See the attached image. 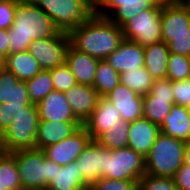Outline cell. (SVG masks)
Instances as JSON below:
<instances>
[{
	"instance_id": "cell-14",
	"label": "cell",
	"mask_w": 190,
	"mask_h": 190,
	"mask_svg": "<svg viewBox=\"0 0 190 190\" xmlns=\"http://www.w3.org/2000/svg\"><path fill=\"white\" fill-rule=\"evenodd\" d=\"M82 125L80 121L39 120L35 149L42 150L70 137Z\"/></svg>"
},
{
	"instance_id": "cell-1",
	"label": "cell",
	"mask_w": 190,
	"mask_h": 190,
	"mask_svg": "<svg viewBox=\"0 0 190 190\" xmlns=\"http://www.w3.org/2000/svg\"><path fill=\"white\" fill-rule=\"evenodd\" d=\"M70 45L97 60L106 59L124 40L122 27L109 18L93 15L69 34Z\"/></svg>"
},
{
	"instance_id": "cell-6",
	"label": "cell",
	"mask_w": 190,
	"mask_h": 190,
	"mask_svg": "<svg viewBox=\"0 0 190 190\" xmlns=\"http://www.w3.org/2000/svg\"><path fill=\"white\" fill-rule=\"evenodd\" d=\"M38 123L37 106L31 104L0 135V151L12 153L19 150L34 149Z\"/></svg>"
},
{
	"instance_id": "cell-33",
	"label": "cell",
	"mask_w": 190,
	"mask_h": 190,
	"mask_svg": "<svg viewBox=\"0 0 190 190\" xmlns=\"http://www.w3.org/2000/svg\"><path fill=\"white\" fill-rule=\"evenodd\" d=\"M190 78V57L170 53L167 79L181 81Z\"/></svg>"
},
{
	"instance_id": "cell-49",
	"label": "cell",
	"mask_w": 190,
	"mask_h": 190,
	"mask_svg": "<svg viewBox=\"0 0 190 190\" xmlns=\"http://www.w3.org/2000/svg\"><path fill=\"white\" fill-rule=\"evenodd\" d=\"M77 190H91L90 188H82V189H77Z\"/></svg>"
},
{
	"instance_id": "cell-2",
	"label": "cell",
	"mask_w": 190,
	"mask_h": 190,
	"mask_svg": "<svg viewBox=\"0 0 190 190\" xmlns=\"http://www.w3.org/2000/svg\"><path fill=\"white\" fill-rule=\"evenodd\" d=\"M57 32L52 19L32 0H19L8 29L9 54L27 51L32 41L50 38Z\"/></svg>"
},
{
	"instance_id": "cell-24",
	"label": "cell",
	"mask_w": 190,
	"mask_h": 190,
	"mask_svg": "<svg viewBox=\"0 0 190 190\" xmlns=\"http://www.w3.org/2000/svg\"><path fill=\"white\" fill-rule=\"evenodd\" d=\"M170 51L163 41L144 47V67L154 80L167 79Z\"/></svg>"
},
{
	"instance_id": "cell-50",
	"label": "cell",
	"mask_w": 190,
	"mask_h": 190,
	"mask_svg": "<svg viewBox=\"0 0 190 190\" xmlns=\"http://www.w3.org/2000/svg\"><path fill=\"white\" fill-rule=\"evenodd\" d=\"M134 190H141L139 186H137Z\"/></svg>"
},
{
	"instance_id": "cell-38",
	"label": "cell",
	"mask_w": 190,
	"mask_h": 190,
	"mask_svg": "<svg viewBox=\"0 0 190 190\" xmlns=\"http://www.w3.org/2000/svg\"><path fill=\"white\" fill-rule=\"evenodd\" d=\"M139 181L117 180L100 178L91 186V190H134L138 186Z\"/></svg>"
},
{
	"instance_id": "cell-46",
	"label": "cell",
	"mask_w": 190,
	"mask_h": 190,
	"mask_svg": "<svg viewBox=\"0 0 190 190\" xmlns=\"http://www.w3.org/2000/svg\"><path fill=\"white\" fill-rule=\"evenodd\" d=\"M162 2H183L184 0H159Z\"/></svg>"
},
{
	"instance_id": "cell-36",
	"label": "cell",
	"mask_w": 190,
	"mask_h": 190,
	"mask_svg": "<svg viewBox=\"0 0 190 190\" xmlns=\"http://www.w3.org/2000/svg\"><path fill=\"white\" fill-rule=\"evenodd\" d=\"M28 106L15 103L0 104V135Z\"/></svg>"
},
{
	"instance_id": "cell-17",
	"label": "cell",
	"mask_w": 190,
	"mask_h": 190,
	"mask_svg": "<svg viewBox=\"0 0 190 190\" xmlns=\"http://www.w3.org/2000/svg\"><path fill=\"white\" fill-rule=\"evenodd\" d=\"M159 133V125L141 117L129 123L128 147L146 157Z\"/></svg>"
},
{
	"instance_id": "cell-23",
	"label": "cell",
	"mask_w": 190,
	"mask_h": 190,
	"mask_svg": "<svg viewBox=\"0 0 190 190\" xmlns=\"http://www.w3.org/2000/svg\"><path fill=\"white\" fill-rule=\"evenodd\" d=\"M31 105L27 85L5 67H0V104Z\"/></svg>"
},
{
	"instance_id": "cell-39",
	"label": "cell",
	"mask_w": 190,
	"mask_h": 190,
	"mask_svg": "<svg viewBox=\"0 0 190 190\" xmlns=\"http://www.w3.org/2000/svg\"><path fill=\"white\" fill-rule=\"evenodd\" d=\"M175 105L188 107L190 104V78L172 82Z\"/></svg>"
},
{
	"instance_id": "cell-34",
	"label": "cell",
	"mask_w": 190,
	"mask_h": 190,
	"mask_svg": "<svg viewBox=\"0 0 190 190\" xmlns=\"http://www.w3.org/2000/svg\"><path fill=\"white\" fill-rule=\"evenodd\" d=\"M50 76L53 82L54 90L56 91L65 93L70 88L77 85L74 75L65 64L50 69Z\"/></svg>"
},
{
	"instance_id": "cell-20",
	"label": "cell",
	"mask_w": 190,
	"mask_h": 190,
	"mask_svg": "<svg viewBox=\"0 0 190 190\" xmlns=\"http://www.w3.org/2000/svg\"><path fill=\"white\" fill-rule=\"evenodd\" d=\"M98 61L88 54L74 49L71 45L67 48L65 65L71 70L77 84L93 87Z\"/></svg>"
},
{
	"instance_id": "cell-21",
	"label": "cell",
	"mask_w": 190,
	"mask_h": 190,
	"mask_svg": "<svg viewBox=\"0 0 190 190\" xmlns=\"http://www.w3.org/2000/svg\"><path fill=\"white\" fill-rule=\"evenodd\" d=\"M39 120L79 121L72 113L65 93L53 90L37 105Z\"/></svg>"
},
{
	"instance_id": "cell-29",
	"label": "cell",
	"mask_w": 190,
	"mask_h": 190,
	"mask_svg": "<svg viewBox=\"0 0 190 190\" xmlns=\"http://www.w3.org/2000/svg\"><path fill=\"white\" fill-rule=\"evenodd\" d=\"M129 122L120 120L117 125L104 131L95 141L102 147L115 150L128 147Z\"/></svg>"
},
{
	"instance_id": "cell-43",
	"label": "cell",
	"mask_w": 190,
	"mask_h": 190,
	"mask_svg": "<svg viewBox=\"0 0 190 190\" xmlns=\"http://www.w3.org/2000/svg\"><path fill=\"white\" fill-rule=\"evenodd\" d=\"M8 30L0 29V55L5 58L9 54Z\"/></svg>"
},
{
	"instance_id": "cell-8",
	"label": "cell",
	"mask_w": 190,
	"mask_h": 190,
	"mask_svg": "<svg viewBox=\"0 0 190 190\" xmlns=\"http://www.w3.org/2000/svg\"><path fill=\"white\" fill-rule=\"evenodd\" d=\"M162 1L145 9L122 26L124 39L145 47L162 41L161 26Z\"/></svg>"
},
{
	"instance_id": "cell-28",
	"label": "cell",
	"mask_w": 190,
	"mask_h": 190,
	"mask_svg": "<svg viewBox=\"0 0 190 190\" xmlns=\"http://www.w3.org/2000/svg\"><path fill=\"white\" fill-rule=\"evenodd\" d=\"M120 83V74L105 60H99L93 88L100 97L107 96Z\"/></svg>"
},
{
	"instance_id": "cell-13",
	"label": "cell",
	"mask_w": 190,
	"mask_h": 190,
	"mask_svg": "<svg viewBox=\"0 0 190 190\" xmlns=\"http://www.w3.org/2000/svg\"><path fill=\"white\" fill-rule=\"evenodd\" d=\"M122 120L120 112L105 97H100L91 116L83 123L91 139L95 141L104 131Z\"/></svg>"
},
{
	"instance_id": "cell-45",
	"label": "cell",
	"mask_w": 190,
	"mask_h": 190,
	"mask_svg": "<svg viewBox=\"0 0 190 190\" xmlns=\"http://www.w3.org/2000/svg\"><path fill=\"white\" fill-rule=\"evenodd\" d=\"M90 5L95 7L100 0H86Z\"/></svg>"
},
{
	"instance_id": "cell-35",
	"label": "cell",
	"mask_w": 190,
	"mask_h": 190,
	"mask_svg": "<svg viewBox=\"0 0 190 190\" xmlns=\"http://www.w3.org/2000/svg\"><path fill=\"white\" fill-rule=\"evenodd\" d=\"M170 53L190 57V33L162 34Z\"/></svg>"
},
{
	"instance_id": "cell-30",
	"label": "cell",
	"mask_w": 190,
	"mask_h": 190,
	"mask_svg": "<svg viewBox=\"0 0 190 190\" xmlns=\"http://www.w3.org/2000/svg\"><path fill=\"white\" fill-rule=\"evenodd\" d=\"M154 81L144 66L120 73V83L141 96L149 93Z\"/></svg>"
},
{
	"instance_id": "cell-27",
	"label": "cell",
	"mask_w": 190,
	"mask_h": 190,
	"mask_svg": "<svg viewBox=\"0 0 190 190\" xmlns=\"http://www.w3.org/2000/svg\"><path fill=\"white\" fill-rule=\"evenodd\" d=\"M0 190H22L14 156L2 151H0Z\"/></svg>"
},
{
	"instance_id": "cell-10",
	"label": "cell",
	"mask_w": 190,
	"mask_h": 190,
	"mask_svg": "<svg viewBox=\"0 0 190 190\" xmlns=\"http://www.w3.org/2000/svg\"><path fill=\"white\" fill-rule=\"evenodd\" d=\"M91 141L90 134L82 125L70 137L54 145L47 146L42 151L47 159L60 166H65L68 163L76 161Z\"/></svg>"
},
{
	"instance_id": "cell-15",
	"label": "cell",
	"mask_w": 190,
	"mask_h": 190,
	"mask_svg": "<svg viewBox=\"0 0 190 190\" xmlns=\"http://www.w3.org/2000/svg\"><path fill=\"white\" fill-rule=\"evenodd\" d=\"M65 96L72 113L82 124L91 116L100 98L92 86L82 84L70 88Z\"/></svg>"
},
{
	"instance_id": "cell-11",
	"label": "cell",
	"mask_w": 190,
	"mask_h": 190,
	"mask_svg": "<svg viewBox=\"0 0 190 190\" xmlns=\"http://www.w3.org/2000/svg\"><path fill=\"white\" fill-rule=\"evenodd\" d=\"M159 0H100L94 7V14L109 18L122 27L139 12L152 8Z\"/></svg>"
},
{
	"instance_id": "cell-26",
	"label": "cell",
	"mask_w": 190,
	"mask_h": 190,
	"mask_svg": "<svg viewBox=\"0 0 190 190\" xmlns=\"http://www.w3.org/2000/svg\"><path fill=\"white\" fill-rule=\"evenodd\" d=\"M3 67L12 72L19 79V81L23 82L32 79L42 70L38 61L30 54L28 50L8 54L4 58Z\"/></svg>"
},
{
	"instance_id": "cell-18",
	"label": "cell",
	"mask_w": 190,
	"mask_h": 190,
	"mask_svg": "<svg viewBox=\"0 0 190 190\" xmlns=\"http://www.w3.org/2000/svg\"><path fill=\"white\" fill-rule=\"evenodd\" d=\"M162 34L190 33V9L184 2H162Z\"/></svg>"
},
{
	"instance_id": "cell-12",
	"label": "cell",
	"mask_w": 190,
	"mask_h": 190,
	"mask_svg": "<svg viewBox=\"0 0 190 190\" xmlns=\"http://www.w3.org/2000/svg\"><path fill=\"white\" fill-rule=\"evenodd\" d=\"M105 98L117 108L125 122L143 117V96L124 84L119 83Z\"/></svg>"
},
{
	"instance_id": "cell-3",
	"label": "cell",
	"mask_w": 190,
	"mask_h": 190,
	"mask_svg": "<svg viewBox=\"0 0 190 190\" xmlns=\"http://www.w3.org/2000/svg\"><path fill=\"white\" fill-rule=\"evenodd\" d=\"M185 142L159 133L145 157V174L173 178L184 164Z\"/></svg>"
},
{
	"instance_id": "cell-16",
	"label": "cell",
	"mask_w": 190,
	"mask_h": 190,
	"mask_svg": "<svg viewBox=\"0 0 190 190\" xmlns=\"http://www.w3.org/2000/svg\"><path fill=\"white\" fill-rule=\"evenodd\" d=\"M105 60L119 74L137 69L144 66V47L124 39Z\"/></svg>"
},
{
	"instance_id": "cell-37",
	"label": "cell",
	"mask_w": 190,
	"mask_h": 190,
	"mask_svg": "<svg viewBox=\"0 0 190 190\" xmlns=\"http://www.w3.org/2000/svg\"><path fill=\"white\" fill-rule=\"evenodd\" d=\"M138 186L141 190H178L173 178L155 177L145 174Z\"/></svg>"
},
{
	"instance_id": "cell-47",
	"label": "cell",
	"mask_w": 190,
	"mask_h": 190,
	"mask_svg": "<svg viewBox=\"0 0 190 190\" xmlns=\"http://www.w3.org/2000/svg\"><path fill=\"white\" fill-rule=\"evenodd\" d=\"M4 65V58L0 55V67Z\"/></svg>"
},
{
	"instance_id": "cell-31",
	"label": "cell",
	"mask_w": 190,
	"mask_h": 190,
	"mask_svg": "<svg viewBox=\"0 0 190 190\" xmlns=\"http://www.w3.org/2000/svg\"><path fill=\"white\" fill-rule=\"evenodd\" d=\"M28 97L32 104L37 105L45 96L54 90L50 70H41L32 79L25 81Z\"/></svg>"
},
{
	"instance_id": "cell-48",
	"label": "cell",
	"mask_w": 190,
	"mask_h": 190,
	"mask_svg": "<svg viewBox=\"0 0 190 190\" xmlns=\"http://www.w3.org/2000/svg\"><path fill=\"white\" fill-rule=\"evenodd\" d=\"M187 6H188V8L190 9V0H184L183 1Z\"/></svg>"
},
{
	"instance_id": "cell-32",
	"label": "cell",
	"mask_w": 190,
	"mask_h": 190,
	"mask_svg": "<svg viewBox=\"0 0 190 190\" xmlns=\"http://www.w3.org/2000/svg\"><path fill=\"white\" fill-rule=\"evenodd\" d=\"M173 105L175 102H169V99L154 98L148 93L143 96V117L160 125Z\"/></svg>"
},
{
	"instance_id": "cell-19",
	"label": "cell",
	"mask_w": 190,
	"mask_h": 190,
	"mask_svg": "<svg viewBox=\"0 0 190 190\" xmlns=\"http://www.w3.org/2000/svg\"><path fill=\"white\" fill-rule=\"evenodd\" d=\"M83 179L91 186L104 178V147L91 141L75 161Z\"/></svg>"
},
{
	"instance_id": "cell-40",
	"label": "cell",
	"mask_w": 190,
	"mask_h": 190,
	"mask_svg": "<svg viewBox=\"0 0 190 190\" xmlns=\"http://www.w3.org/2000/svg\"><path fill=\"white\" fill-rule=\"evenodd\" d=\"M18 1L0 0V29L8 30L12 26Z\"/></svg>"
},
{
	"instance_id": "cell-9",
	"label": "cell",
	"mask_w": 190,
	"mask_h": 190,
	"mask_svg": "<svg viewBox=\"0 0 190 190\" xmlns=\"http://www.w3.org/2000/svg\"><path fill=\"white\" fill-rule=\"evenodd\" d=\"M69 45V35L58 31L50 38L32 41L28 51L38 61L42 70H50L65 64Z\"/></svg>"
},
{
	"instance_id": "cell-4",
	"label": "cell",
	"mask_w": 190,
	"mask_h": 190,
	"mask_svg": "<svg viewBox=\"0 0 190 190\" xmlns=\"http://www.w3.org/2000/svg\"><path fill=\"white\" fill-rule=\"evenodd\" d=\"M21 179L22 190H46L56 173V163L47 159L39 149H26L11 153Z\"/></svg>"
},
{
	"instance_id": "cell-42",
	"label": "cell",
	"mask_w": 190,
	"mask_h": 190,
	"mask_svg": "<svg viewBox=\"0 0 190 190\" xmlns=\"http://www.w3.org/2000/svg\"><path fill=\"white\" fill-rule=\"evenodd\" d=\"M178 190H190V166L183 164L173 176Z\"/></svg>"
},
{
	"instance_id": "cell-22",
	"label": "cell",
	"mask_w": 190,
	"mask_h": 190,
	"mask_svg": "<svg viewBox=\"0 0 190 190\" xmlns=\"http://www.w3.org/2000/svg\"><path fill=\"white\" fill-rule=\"evenodd\" d=\"M160 132L187 142L190 140V111L187 107L173 105L163 122L159 125Z\"/></svg>"
},
{
	"instance_id": "cell-25",
	"label": "cell",
	"mask_w": 190,
	"mask_h": 190,
	"mask_svg": "<svg viewBox=\"0 0 190 190\" xmlns=\"http://www.w3.org/2000/svg\"><path fill=\"white\" fill-rule=\"evenodd\" d=\"M82 188H90V185L83 179L75 161L65 166L56 163V173L46 190H77Z\"/></svg>"
},
{
	"instance_id": "cell-7",
	"label": "cell",
	"mask_w": 190,
	"mask_h": 190,
	"mask_svg": "<svg viewBox=\"0 0 190 190\" xmlns=\"http://www.w3.org/2000/svg\"><path fill=\"white\" fill-rule=\"evenodd\" d=\"M145 175V157L132 148L104 147V178L140 181Z\"/></svg>"
},
{
	"instance_id": "cell-5",
	"label": "cell",
	"mask_w": 190,
	"mask_h": 190,
	"mask_svg": "<svg viewBox=\"0 0 190 190\" xmlns=\"http://www.w3.org/2000/svg\"><path fill=\"white\" fill-rule=\"evenodd\" d=\"M32 1L52 19L59 32L67 34L84 25L94 15V7L86 0Z\"/></svg>"
},
{
	"instance_id": "cell-41",
	"label": "cell",
	"mask_w": 190,
	"mask_h": 190,
	"mask_svg": "<svg viewBox=\"0 0 190 190\" xmlns=\"http://www.w3.org/2000/svg\"><path fill=\"white\" fill-rule=\"evenodd\" d=\"M149 94L154 98L169 99V102H174L172 81L169 79L155 80Z\"/></svg>"
},
{
	"instance_id": "cell-44",
	"label": "cell",
	"mask_w": 190,
	"mask_h": 190,
	"mask_svg": "<svg viewBox=\"0 0 190 190\" xmlns=\"http://www.w3.org/2000/svg\"><path fill=\"white\" fill-rule=\"evenodd\" d=\"M184 164L190 166V140L185 142Z\"/></svg>"
}]
</instances>
